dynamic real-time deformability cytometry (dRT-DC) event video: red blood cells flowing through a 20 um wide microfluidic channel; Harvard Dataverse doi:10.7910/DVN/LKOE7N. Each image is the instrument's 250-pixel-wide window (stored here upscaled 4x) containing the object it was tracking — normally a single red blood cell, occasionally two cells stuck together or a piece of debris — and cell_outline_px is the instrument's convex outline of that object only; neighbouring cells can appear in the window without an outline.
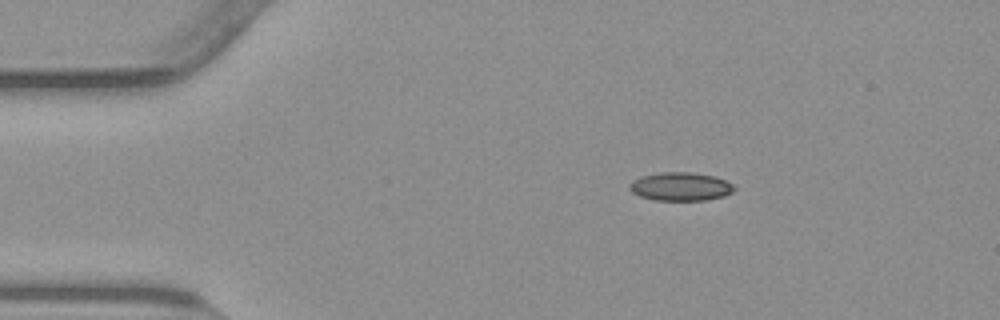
{"species": "common noctule bat (a hibernating species)", "species_latin": "Nyctalus noctula", "temperature_condition": "warm", "stored_images_in_passage": 46, "camera_frame_rate_fps": 3000, "um_per_image_px": 0.085, "animal": {"sex": "male", "body_mass_g": 23.1, "forearm_length_mm": 52.7}, "frame": {"image": 1, "passage_image": 1, "time_ms": 0.0, "image_size_px": [1000, 320], "cell_outline_px": [[736, 188], [732, 192], [724, 196], [708, 200], [656, 200], [640, 196], [632, 192], [628, 188], [628, 184], [632, 180], [640, 176], [660, 172], [692, 172], [716, 176], [732, 184]], "centroid_in_image_um": [57.83, 15.85], "position_along_channel_um": 27.2, "area_um2": 17.51}}
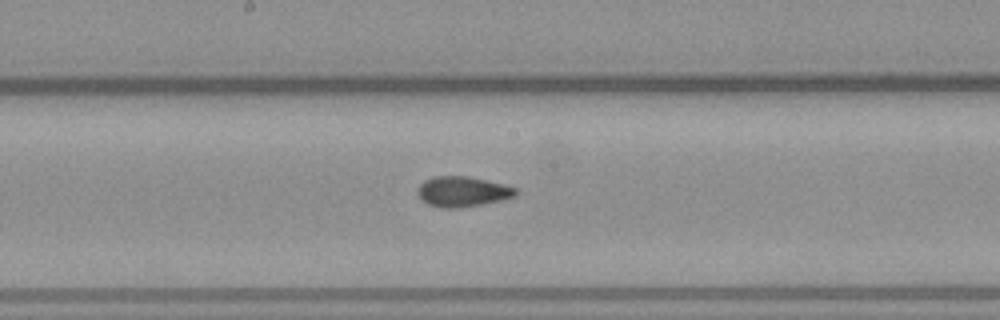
{"frame": {"image": 2, "passage_image": 20, "time_ms": 6.333, "image_size_px": [1000, 320], "cell_outline_px": [[520, 192], [516, 196], [504, 200], [484, 204], [460, 208], [440, 208], [428, 204], [416, 192], [416, 188], [424, 180], [432, 176], [468, 176], [504, 184], [516, 188]], "centroid_in_image_um": [39.34, 16.29], "position_along_channel_um": 208.9, "area_um2": 17.63}}
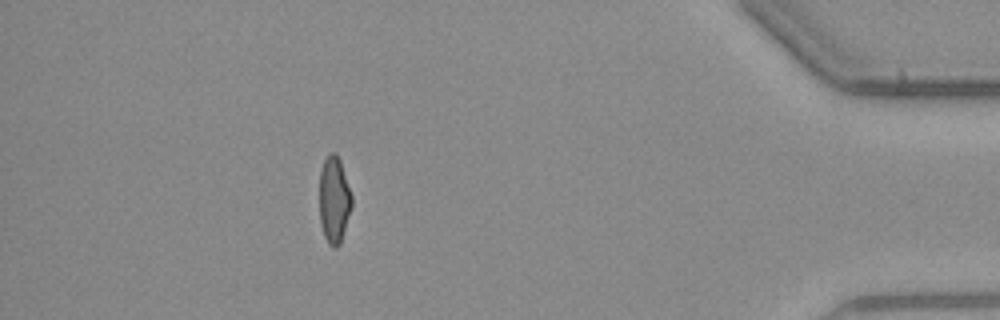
{"frame": {"image": 3, "passage_image": 40, "time_ms": 13.0, "image_size_px": [1000, 320], "cell_outline_px": [[352, 204], [340, 244], [336, 248], [332, 248], [328, 244], [324, 236], [320, 220], [320, 168], [328, 152], [336, 152], [340, 160], [352, 196]], "centroid_in_image_um": [28.39, 16.96], "position_along_channel_um": 406.8, "area_um2": 16.36}, "authors_computed_cell_mechanics": {"area_um2": 17.0221, "velocity_mm_per_s": 3.816, "shape_relaxation_time_tau1_ms": 6.0971, "shape_relaxation_time_tau2_ms": 1.4965, "deformation_change_tau1": 0.1674, "deformation_change_tau2": 0.0705}}